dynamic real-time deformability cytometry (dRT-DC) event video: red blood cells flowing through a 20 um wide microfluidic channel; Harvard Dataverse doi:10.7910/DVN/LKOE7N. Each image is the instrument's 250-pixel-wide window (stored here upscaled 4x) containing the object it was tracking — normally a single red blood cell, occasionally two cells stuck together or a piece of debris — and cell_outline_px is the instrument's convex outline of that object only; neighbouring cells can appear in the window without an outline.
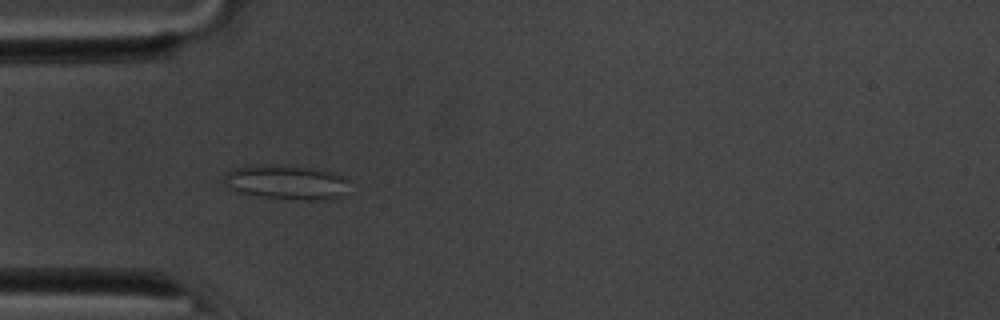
{"species": "common noctule bat (a hibernating species)", "species_latin": "Nyctalus noctula", "temperature_condition": "room temperature", "stored_images_in_passage": 50, "camera_frame_rate_fps": 3000, "um_per_image_px": 0.085, "animal": {"sex": "male", "body_mass_g": 20.1, "forearm_length_mm": 53.5}, "frame": {"image": 1, "passage_image": 12, "time_ms": 3.667, "image_size_px": [1000, 320], "cell_outline_px": [[348, 180], [340, 196], [324, 200], [304, 200], [260, 196], [240, 192], [224, 184], [224, 176], [232, 168], [260, 164], [272, 164], [312, 168], [336, 172]], "centroid_in_image_um": [24.31, 15.47], "position_along_channel_um": 60.7, "area_um2": 24.91}}
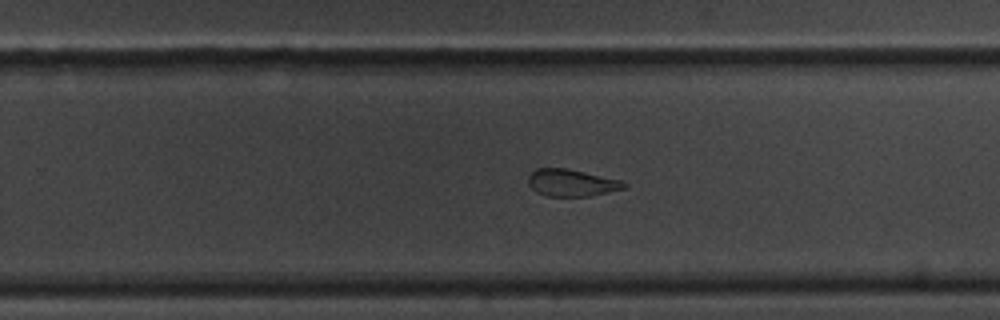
{"frame": {"image": 2, "passage_image": 30, "time_ms": 9.667, "image_size_px": [1000, 320], "cell_outline_px": [[628, 184], [624, 188], [592, 196], [548, 196], [536, 192], [528, 184], [528, 176], [536, 168], [564, 168], [584, 172], [620, 180]], "centroid_in_image_um": [48.56, 15.54], "position_along_channel_um": 281.2, "area_um2": 14.97}}
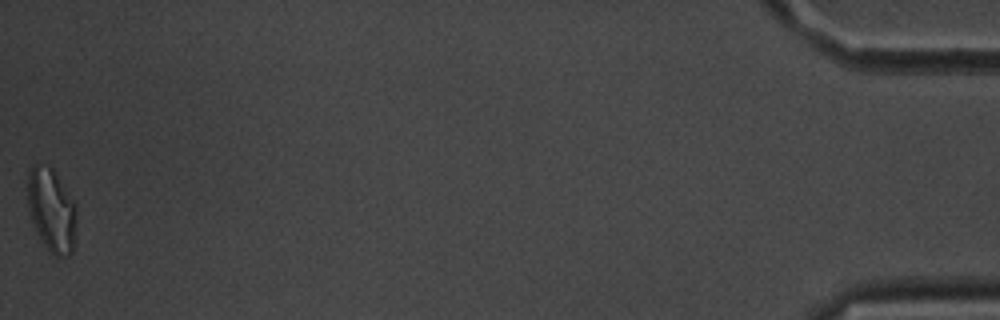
{"frame": {"image": 3, "passage_image": 50, "time_ms": 16.333, "image_size_px": [1000, 320], "cell_outline_px": [[76, 216], [72, 252], [68, 256], [56, 256], [48, 252], [36, 232], [32, 220], [28, 204], [28, 172], [36, 164], [52, 168], [76, 204]], "centroid_in_image_um": [4.39, 17.9], "position_along_channel_um": 430.8, "area_um2": 23.47}, "authors_computed_cell_mechanics": {"area_um2": 18.3515, "velocity_mm_per_s": 3.7047, "shape_relaxation_time_tau1_ms": null, "shape_relaxation_time_tau2_ms": 2.1432, "deformation_change_tau1": null, "deformation_change_tau2": 0.0809}}